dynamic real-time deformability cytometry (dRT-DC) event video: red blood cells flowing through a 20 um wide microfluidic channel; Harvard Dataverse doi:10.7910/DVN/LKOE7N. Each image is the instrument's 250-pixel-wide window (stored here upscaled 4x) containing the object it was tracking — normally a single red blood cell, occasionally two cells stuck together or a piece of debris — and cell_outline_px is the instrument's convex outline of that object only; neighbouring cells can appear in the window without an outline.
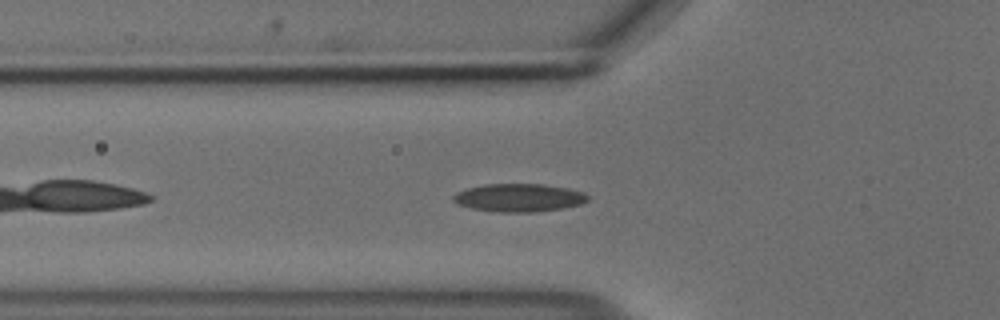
{"species": "common noctule bat (a hibernating species)", "species_latin": "Nyctalus noctula", "temperature_condition": "cold", "stored_images_in_passage": 38, "camera_frame_rate_fps": 3000, "um_per_image_px": 0.085, "animal": {"sex": "male", "body_mass_g": 18.8}, "frame": {"image": 1, "passage_image": 5, "time_ms": 1.333, "image_size_px": [1000, 320], "cell_outline_px": [[588, 200], [580, 204], [560, 208], [536, 212], [496, 212], [472, 208], [456, 204], [452, 200], [452, 196], [456, 192], [468, 188], [484, 184], [544, 184], [568, 188], [584, 192], [588, 196]], "centroid_in_image_um": [44.08, 16.8], "position_along_channel_um": 81.7, "area_um2": 22.02}}
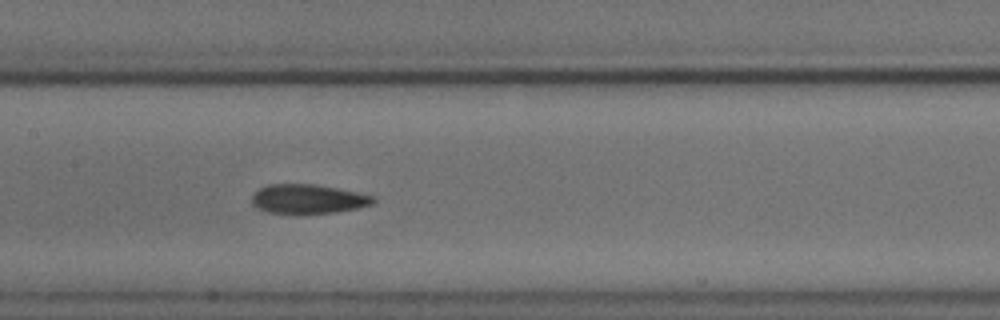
{"frame": {"image": 2, "passage_image": 13, "time_ms": 4.0, "image_size_px": [1000, 320], "cell_outline_px": [[376, 200], [372, 204], [356, 208], [336, 212], [268, 212], [256, 208], [252, 204], [252, 192], [268, 184], [312, 184], [336, 188], [356, 192], [372, 196]], "centroid_in_image_um": [26.13, 16.89], "position_along_channel_um": 181.3, "area_um2": 20.23}}
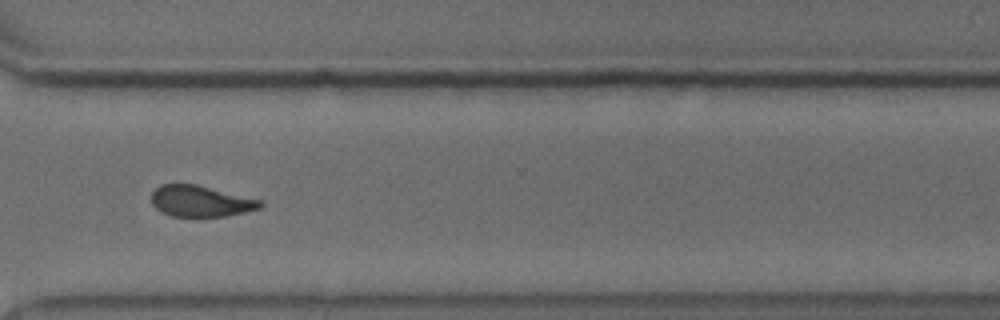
{"frame": {"image": 3, "passage_image": 27, "time_ms": 8.667, "image_size_px": [1000, 320], "cell_outline_px": [[264, 204], [260, 208], [228, 216], [172, 216], [160, 212], [152, 204], [152, 192], [160, 184], [196, 184], [264, 200]], "centroid_in_image_um": [17.08, 17.09], "position_along_channel_um": 353.5, "area_um2": 19.88}}